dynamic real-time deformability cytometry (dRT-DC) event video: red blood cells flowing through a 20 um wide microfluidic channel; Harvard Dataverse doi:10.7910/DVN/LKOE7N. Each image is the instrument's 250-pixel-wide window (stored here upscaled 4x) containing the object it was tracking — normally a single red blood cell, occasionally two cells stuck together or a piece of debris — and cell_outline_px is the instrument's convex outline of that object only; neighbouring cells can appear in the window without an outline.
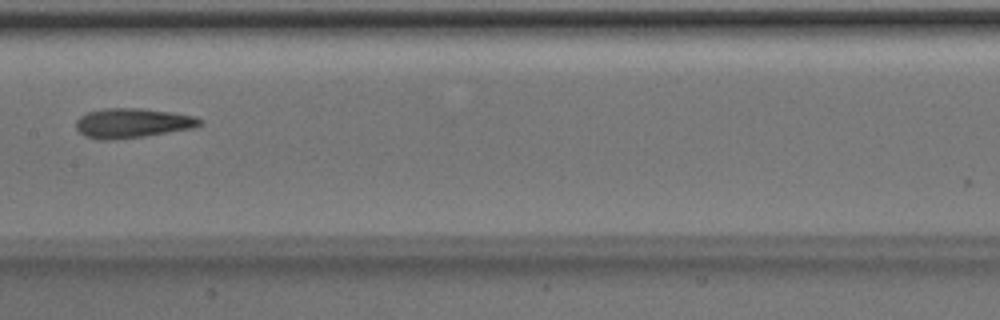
{"species": "Egyptian fruit bat (a non-hibernating species)", "species_latin": "Rousettus aegyptiacus", "temperature_condition": "room temperature", "stored_images_in_passage": 8, "camera_frame_rate_fps": 3000, "um_per_image_px": 0.085, "animal": {"sex": "male"}, "frame": {"image": 1, "passage_image": 8, "time_ms": 2.333, "image_size_px": [1000, 320], "cell_outline_px": [[204, 124], [192, 128], [144, 136], [112, 140], [96, 140], [84, 136], [76, 128], [76, 120], [80, 116], [88, 112], [104, 108], [140, 108], [172, 112], [196, 116], [204, 120]], "centroid_in_image_um": [11.26, 10.46], "position_along_channel_um": 196.1, "area_um2": 21.56}}